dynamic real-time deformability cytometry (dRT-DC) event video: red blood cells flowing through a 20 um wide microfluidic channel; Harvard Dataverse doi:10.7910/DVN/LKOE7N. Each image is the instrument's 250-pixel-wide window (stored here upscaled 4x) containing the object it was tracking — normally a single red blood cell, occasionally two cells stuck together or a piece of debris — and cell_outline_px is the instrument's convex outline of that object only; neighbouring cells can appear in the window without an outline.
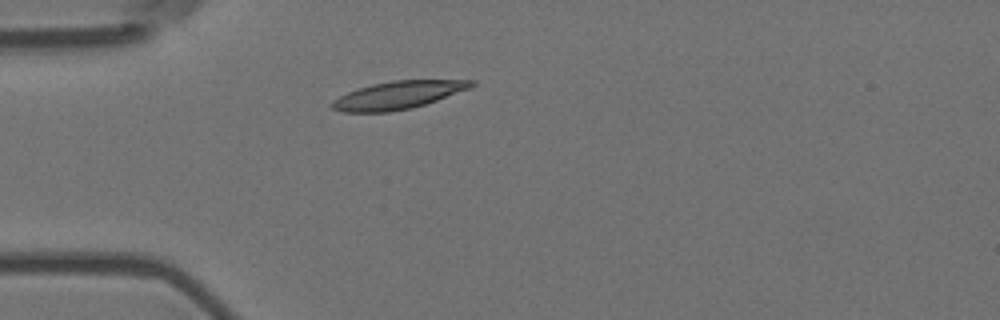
{"species": "Egyptian fruit bat (a non-hibernating species)", "species_latin": "Rousettus aegyptiacus", "temperature_condition": "room temperature", "stored_images_in_passage": 3, "camera_frame_rate_fps": 3000, "um_per_image_px": 0.085, "animal": {"sex": "female"}, "frame": {"image": 1, "passage_image": 3, "time_ms": 0.667, "image_size_px": [1000, 320], "cell_outline_px": [[476, 84], [468, 88], [436, 100], [412, 108], [388, 112], [344, 112], [332, 108], [328, 104], [332, 100], [348, 92], [372, 84], [392, 80], [476, 80]], "centroid_in_image_um": [33.78, 8.08], "position_along_channel_um": 51.2, "area_um2": 22.31}}